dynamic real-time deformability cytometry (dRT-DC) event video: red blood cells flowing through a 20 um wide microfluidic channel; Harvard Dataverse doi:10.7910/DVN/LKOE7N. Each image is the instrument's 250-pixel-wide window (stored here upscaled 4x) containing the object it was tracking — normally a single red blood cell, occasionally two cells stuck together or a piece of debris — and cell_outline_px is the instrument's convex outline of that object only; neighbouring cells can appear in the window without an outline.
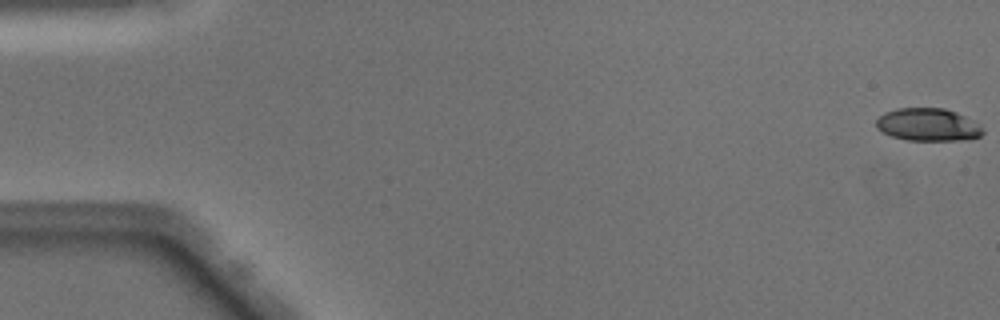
{"species": "Egyptian fruit bat (a non-hibernating species)", "species_latin": "Rousettus aegyptiacus", "temperature_condition": "warm", "stored_images_in_passage": 50, "camera_frame_rate_fps": 3000, "um_per_image_px": 0.085, "animal": {"sex": "male"}, "frame": {"image": 1, "passage_image": 1, "time_ms": 0.0, "image_size_px": [1000, 320], "cell_outline_px": [[984, 132], [980, 136], [972, 140], [908, 140], [892, 136], [876, 128], [876, 120], [884, 112], [896, 108], [944, 108], [956, 112], [972, 120], [984, 128]], "centroid_in_image_um": [78.9, 10.6], "position_along_channel_um": 6.1, "area_um2": 20.4}}
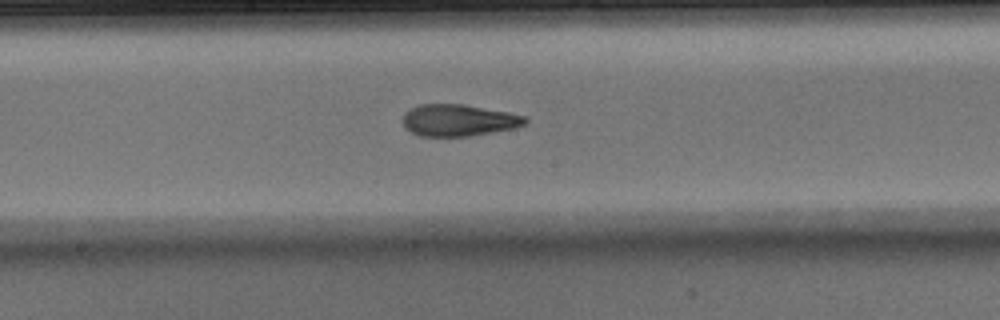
{"frame": {"image": 2, "passage_image": 27, "time_ms": 8.667, "image_size_px": [1000, 320], "cell_outline_px": [[528, 120], [524, 124], [512, 128], [468, 136], [420, 136], [404, 128], [404, 112], [408, 108], [420, 104], [464, 104], [508, 112], [528, 116]], "centroid_in_image_um": [38.95, 10.2], "position_along_channel_um": 209.2, "area_um2": 22.6}}
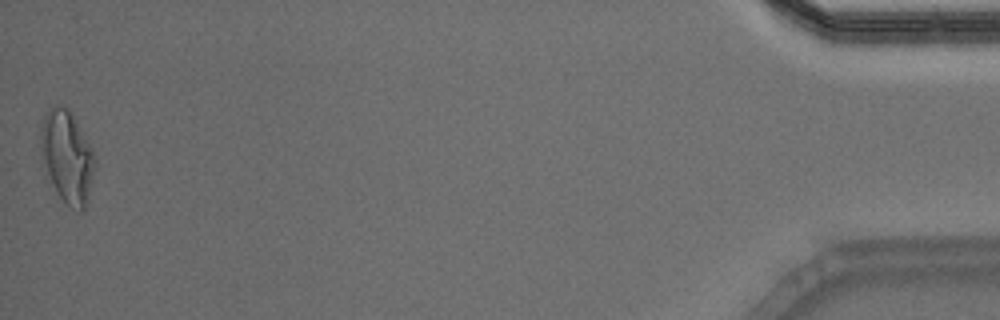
{"frame": {"image": 3, "passage_image": 50, "time_ms": 16.333, "image_size_px": [1000, 320], "cell_outline_px": [[96, 164], [88, 200], [84, 208], [80, 212], [68, 204], [60, 196], [48, 172], [44, 160], [40, 136], [44, 116], [48, 108], [56, 104], [64, 104], [72, 112], [92, 148], [96, 160]], "centroid_in_image_um": [5.76, 13.25], "position_along_channel_um": 429.4, "area_um2": 28.61}, "authors_computed_cell_mechanics": {"area_um2": 22.6287, "velocity_mm_per_s": 4.0968, "shape_relaxation_time_tau1_ms": 7.2305, "shape_relaxation_time_tau2_ms": 1.9017, "deformation_change_tau1": 0.2302, "deformation_change_tau2": 0.1043}}